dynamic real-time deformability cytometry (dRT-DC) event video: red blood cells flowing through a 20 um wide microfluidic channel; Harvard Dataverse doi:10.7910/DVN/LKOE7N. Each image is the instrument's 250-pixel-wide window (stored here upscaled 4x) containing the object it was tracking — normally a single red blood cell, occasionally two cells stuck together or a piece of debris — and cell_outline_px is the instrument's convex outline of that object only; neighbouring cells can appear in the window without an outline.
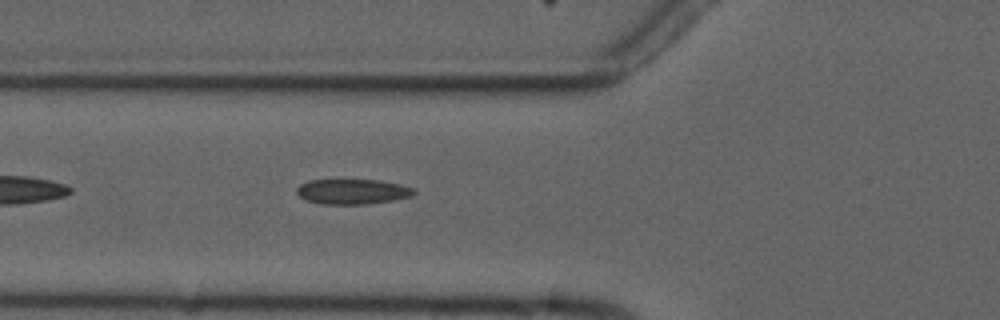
{"species": "common noctule bat (a hibernating species)", "species_latin": "Nyctalus noctula", "temperature_condition": "cold", "stored_images_in_passage": 6, "camera_frame_rate_fps": 3000, "um_per_image_px": 0.085, "animal": {"sex": "male", "forearm_length_mm": 52.5}, "frame": {"image": 1, "passage_image": 6, "time_ms": 5.667, "image_size_px": [1000, 320], "cell_outline_px": [[416, 192], [412, 196], [392, 200], [368, 204], [320, 204], [304, 200], [296, 192], [296, 188], [300, 184], [308, 180], [380, 180], [400, 184], [416, 188]], "centroid_in_image_um": [29.96, 16.28], "position_along_channel_um": 95.8, "area_um2": 17.34}}